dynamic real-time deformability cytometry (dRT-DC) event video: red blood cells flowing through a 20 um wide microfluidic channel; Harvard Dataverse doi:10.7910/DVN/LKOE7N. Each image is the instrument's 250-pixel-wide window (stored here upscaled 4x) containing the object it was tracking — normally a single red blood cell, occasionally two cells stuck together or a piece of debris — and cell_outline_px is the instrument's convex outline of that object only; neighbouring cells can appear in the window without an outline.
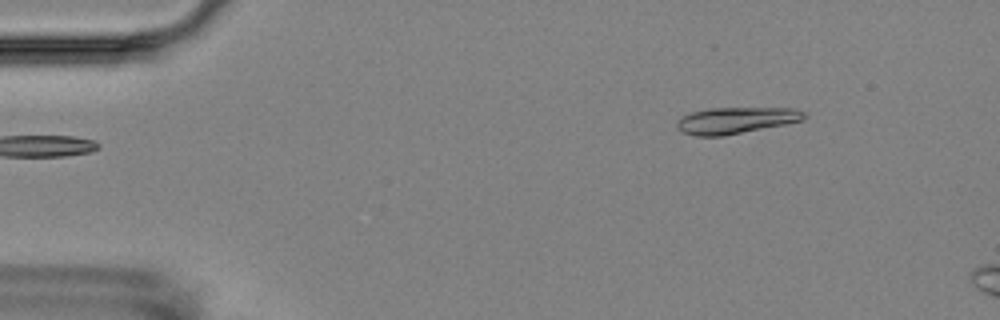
{"species": "Egyptian fruit bat (a non-hibernating species)", "species_latin": "Rousettus aegyptiacus", "temperature_condition": "room temperature", "stored_images_in_passage": 3, "camera_frame_rate_fps": 3000, "um_per_image_px": 0.085, "animal": {"sex": "female"}, "frame": {"image": 1, "passage_image": 1, "time_ms": 0.0, "image_size_px": [1000, 320], "cell_outline_px": [[808, 116], [804, 120], [724, 136], [696, 136], [680, 132], [676, 128], [676, 124], [684, 116], [692, 112], [708, 108], [792, 108], [808, 112]], "centroid_in_image_um": [62.58, 10.23], "position_along_channel_um": 22.4, "area_um2": 19.65}}